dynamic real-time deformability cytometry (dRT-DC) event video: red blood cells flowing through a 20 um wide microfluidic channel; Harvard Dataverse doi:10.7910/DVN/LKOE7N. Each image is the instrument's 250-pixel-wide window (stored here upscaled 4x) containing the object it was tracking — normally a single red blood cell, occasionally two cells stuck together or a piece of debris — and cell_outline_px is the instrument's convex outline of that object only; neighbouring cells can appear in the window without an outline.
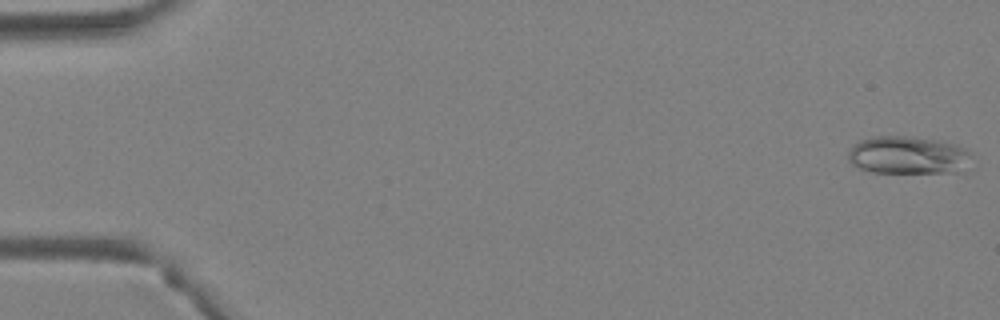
{"species": "Egyptian fruit bat (a non-hibernating species)", "species_latin": "Rousettus aegyptiacus", "temperature_condition": "warm", "stored_images_in_passage": 41, "camera_frame_rate_fps": 3000, "um_per_image_px": 0.085, "animal": {"sex": "female"}, "frame": {"image": 1, "passage_image": 1, "time_ms": 0.0, "image_size_px": [1000, 320], "cell_outline_px": [[968, 152], [960, 172], [872, 172], [860, 168], [852, 164], [848, 160], [848, 152], [860, 140], [872, 136], [904, 136], [940, 140], [964, 148]], "centroid_in_image_um": [77.07, 13.18], "position_along_channel_um": 7.9, "area_um2": 26.47}}
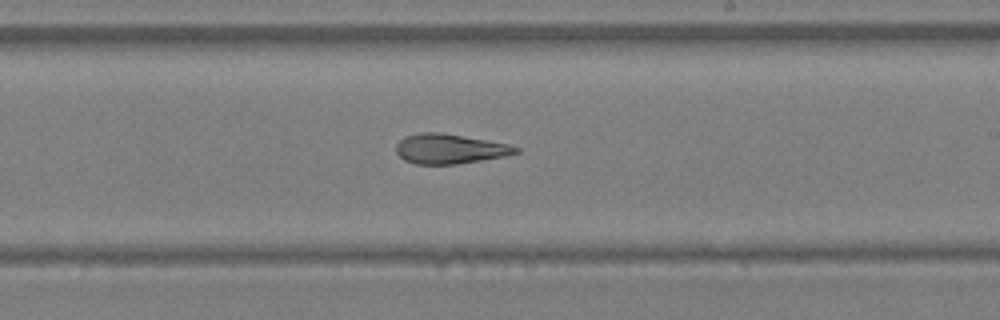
{"frame": {"image": 2, "passage_image": 25, "time_ms": 8.0, "image_size_px": [1000, 320], "cell_outline_px": [[520, 152], [504, 156], [456, 164], [416, 164], [404, 160], [396, 152], [396, 144], [404, 136], [420, 132], [440, 132], [508, 144], [520, 148]], "centroid_in_image_um": [38.19, 12.65], "position_along_channel_um": 250.8, "area_um2": 20.63}}
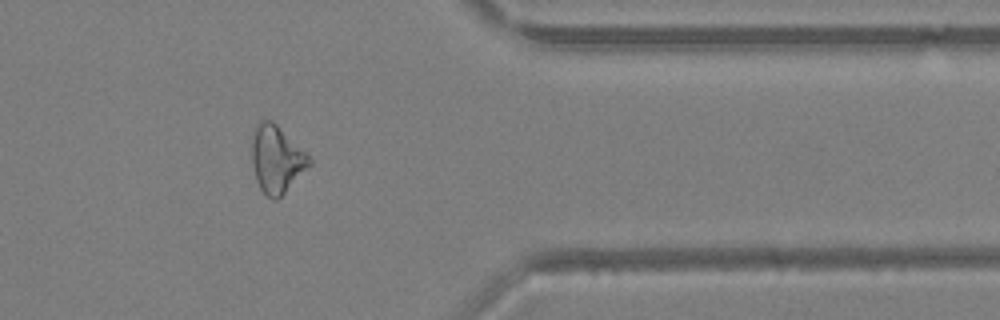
{"frame": {"image": 3, "passage_image": 34, "time_ms": 11.0, "image_size_px": [1000, 320], "cell_outline_px": [[312, 164], [276, 200], [272, 200], [260, 188], [256, 180], [252, 164], [252, 136], [256, 124], [260, 120], [272, 120], [312, 160]], "centroid_in_image_um": [23.48, 13.53], "position_along_channel_um": 387.9, "area_um2": 22.08}}